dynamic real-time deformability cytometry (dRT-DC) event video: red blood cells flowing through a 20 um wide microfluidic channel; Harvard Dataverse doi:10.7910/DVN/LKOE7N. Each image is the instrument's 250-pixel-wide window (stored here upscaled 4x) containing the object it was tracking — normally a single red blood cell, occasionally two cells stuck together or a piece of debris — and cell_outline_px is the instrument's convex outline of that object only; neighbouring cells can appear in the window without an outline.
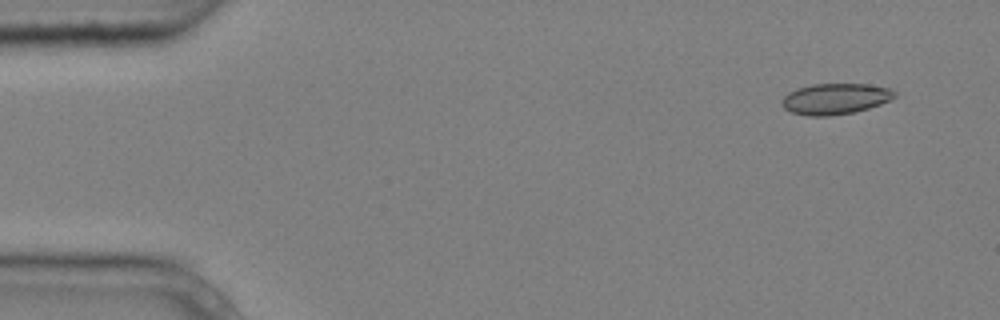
{"species": "common noctule bat (a hibernating species)", "species_latin": "Nyctalus noctula", "temperature_condition": "cold", "stored_images_in_passage": 6, "camera_frame_rate_fps": 3000, "um_per_image_px": 0.085, "animal": {"sex": "male", "body_mass_g": 20.4}, "frame": {"image": 1, "passage_image": 1, "time_ms": 0.0, "image_size_px": [1000, 320], "cell_outline_px": [[896, 96], [880, 104], [868, 108], [852, 112], [828, 116], [808, 116], [792, 112], [784, 108], [780, 104], [780, 100], [788, 92], [796, 88], [812, 84], [868, 84], [892, 88], [896, 92]], "centroid_in_image_um": [70.97, 8.39], "position_along_channel_um": 14.0, "area_um2": 20.4}}
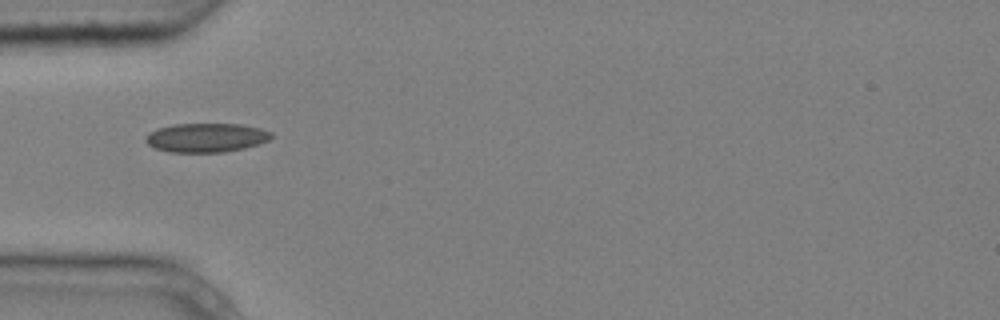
{"frame": {"image": 2, "passage_image": 4, "time_ms": 1.0, "image_size_px": [1000, 320], "cell_outline_px": [[272, 136], [268, 140], [260, 144], [244, 148], [224, 152], [168, 152], [156, 148], [148, 144], [144, 140], [144, 136], [148, 132], [156, 128], [176, 124], [240, 124], [260, 128], [272, 132]], "centroid_in_image_um": [17.5, 11.7], "position_along_channel_um": 67.5, "area_um2": 21.39}}
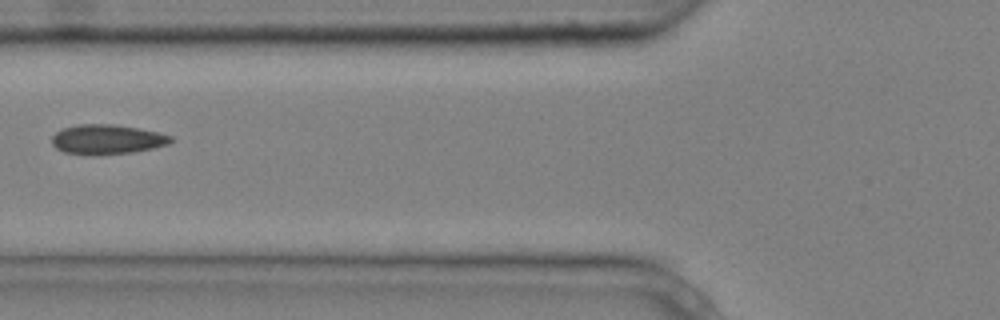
{"frame": {"image": 3, "passage_image": 5, "time_ms": 1.333, "image_size_px": [1000, 320], "cell_outline_px": [[172, 140], [168, 144], [152, 148], [132, 152], [64, 152], [56, 148], [52, 144], [52, 136], [56, 132], [64, 128], [76, 124], [112, 124], [160, 132], [172, 136]], "centroid_in_image_um": [9.12, 11.79], "position_along_channel_um": 116.7, "area_um2": 19.65}}